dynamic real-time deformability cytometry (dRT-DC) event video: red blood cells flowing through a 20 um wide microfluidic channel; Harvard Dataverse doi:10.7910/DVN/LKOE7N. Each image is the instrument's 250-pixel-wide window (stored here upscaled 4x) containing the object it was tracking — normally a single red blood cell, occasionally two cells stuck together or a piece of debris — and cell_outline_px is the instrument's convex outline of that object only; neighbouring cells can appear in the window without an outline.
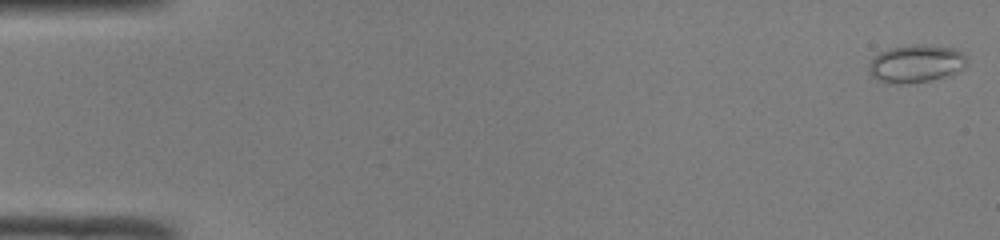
{"species": "common noctule bat (a hibernating species)", "species_latin": "Nyctalus noctula", "temperature_condition": "room temperature", "stored_images_in_passage": 50, "camera_frame_rate_fps": 3000, "um_per_image_px": 0.085, "animal": {"sex": "male", "body_mass_g": 19.0, "forearm_length_mm": 50.8}, "frame": {"image": 1, "passage_image": 1, "time_ms": 0.0, "image_size_px": [1000, 240], "cell_outline_px": [[964, 68], [960, 72], [928, 80], [908, 84], [884, 84], [872, 76], [868, 72], [868, 64], [872, 56], [888, 48], [912, 44], [932, 44], [952, 48], [960, 52], [964, 56]], "centroid_in_image_um": [77.77, 5.41], "position_along_channel_um": 7.2, "area_um2": 21.91}}
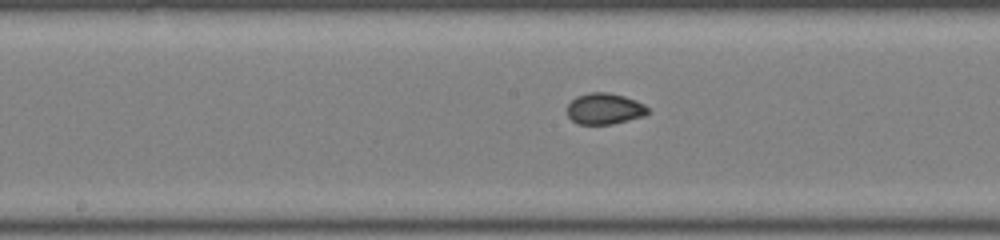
{"frame": {"image": 2, "passage_image": 26, "time_ms": 8.333, "image_size_px": [1000, 240], "cell_outline_px": [[648, 112], [644, 116], [612, 124], [580, 124], [572, 120], [568, 116], [568, 104], [576, 96], [588, 92], [608, 92], [624, 96], [636, 100], [644, 104], [648, 108]], "centroid_in_image_um": [51.39, 9.23], "position_along_channel_um": 196.8, "area_um2": 14.62}}
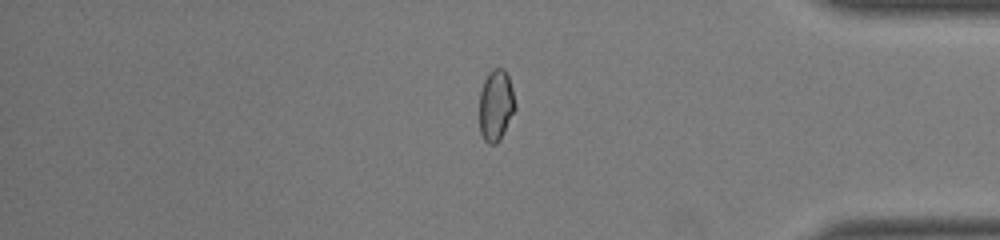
{"frame": {"image": 3, "passage_image": 42, "time_ms": 13.667, "image_size_px": [1000, 240], "cell_outline_px": [[516, 108], [500, 140], [496, 144], [488, 144], [484, 140], [480, 132], [480, 92], [484, 80], [488, 72], [492, 68], [504, 68], [508, 76], [512, 88], [516, 104]], "centroid_in_image_um": [42.15, 8.95], "position_along_channel_um": 393.0, "area_um2": 14.97}, "authors_computed_cell_mechanics": {"area_um2": 15.8661, "velocity_mm_per_s": 4.1134, "shape_relaxation_time_tau1_ms": 3.4898, "shape_relaxation_time_tau2_ms": 0.8735, "deformation_change_tau1": 0.0807, "deformation_change_tau2": 0.0386}}